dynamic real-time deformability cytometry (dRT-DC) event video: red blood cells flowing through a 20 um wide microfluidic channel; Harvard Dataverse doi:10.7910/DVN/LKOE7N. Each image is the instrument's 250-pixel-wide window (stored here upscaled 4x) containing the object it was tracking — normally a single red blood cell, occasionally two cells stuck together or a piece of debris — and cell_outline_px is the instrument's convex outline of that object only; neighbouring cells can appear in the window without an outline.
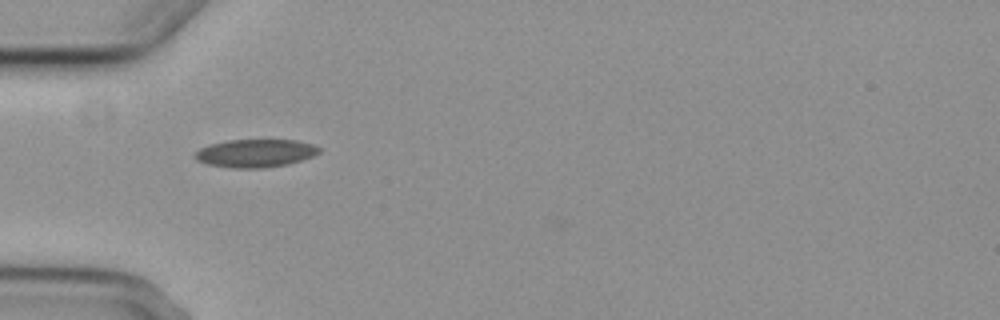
{"species": "common noctule bat (a hibernating species)", "species_latin": "Nyctalus noctula", "temperature_condition": "cold", "stored_images_in_passage": 2, "camera_frame_rate_fps": 3000, "um_per_image_px": 0.085, "animal": {"sex": "female", "body_mass_g": 29.2, "forearm_length_mm": 56.3}, "frame": {"image": 1, "passage_image": 1, "time_ms": 0.0, "image_size_px": [1000, 320], "cell_outline_px": [[320, 152], [312, 156], [288, 164], [264, 168], [232, 168], [208, 164], [196, 160], [192, 156], [200, 148], [208, 144], [228, 140], [296, 140], [312, 144], [320, 148]], "centroid_in_image_um": [21.67, 13.02], "position_along_channel_um": 63.3, "area_um2": 20.29}}
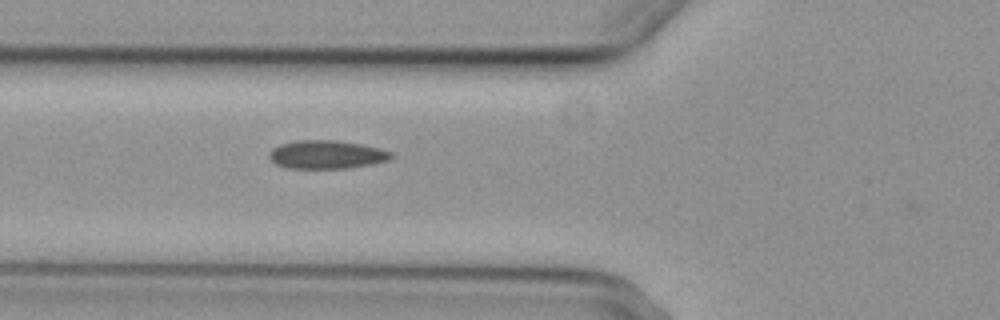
{"frame": {"image": 2, "passage_image": 2, "time_ms": 1.0, "image_size_px": [1000, 320], "cell_outline_px": [[396, 156], [388, 160], [372, 164], [348, 168], [288, 168], [276, 164], [268, 156], [268, 152], [272, 148], [280, 144], [296, 140], [336, 140], [360, 144], [380, 148], [392, 152]], "centroid_in_image_um": [27.77, 13.13], "position_along_channel_um": 98.0, "area_um2": 20.29}}